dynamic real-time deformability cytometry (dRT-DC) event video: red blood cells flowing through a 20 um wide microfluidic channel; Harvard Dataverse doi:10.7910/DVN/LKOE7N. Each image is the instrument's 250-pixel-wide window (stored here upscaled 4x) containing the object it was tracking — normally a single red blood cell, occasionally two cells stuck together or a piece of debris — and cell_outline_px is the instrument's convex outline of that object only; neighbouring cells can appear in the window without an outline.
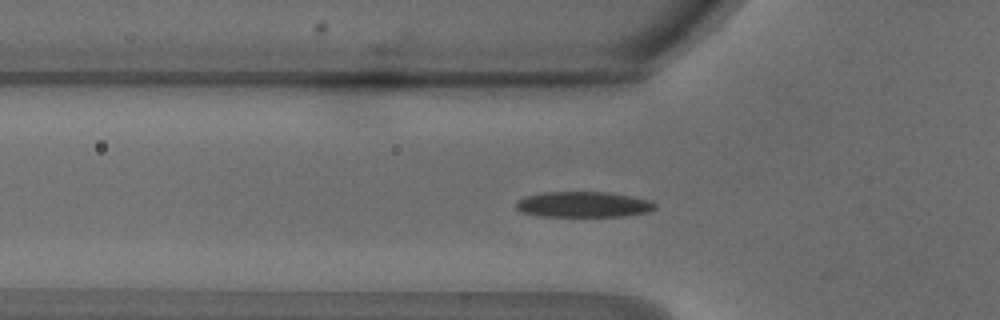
{"species": "common noctule bat (a hibernating species)", "species_latin": "Nyctalus noctula", "temperature_condition": "warm", "stored_images_in_passage": 32, "camera_frame_rate_fps": 3000, "um_per_image_px": 0.085, "animal": {"sex": "male", "body_mass_g": 18.8}, "frame": {"image": 1, "passage_image": 4, "time_ms": 1.0, "image_size_px": [1000, 320], "cell_outline_px": [[656, 208], [648, 212], [624, 216], [540, 216], [520, 212], [516, 208], [516, 200], [524, 196], [544, 192], [604, 192], [652, 200], [656, 204]], "centroid_in_image_um": [49.55, 17.38], "position_along_channel_um": 76.2, "area_um2": 20.81}}
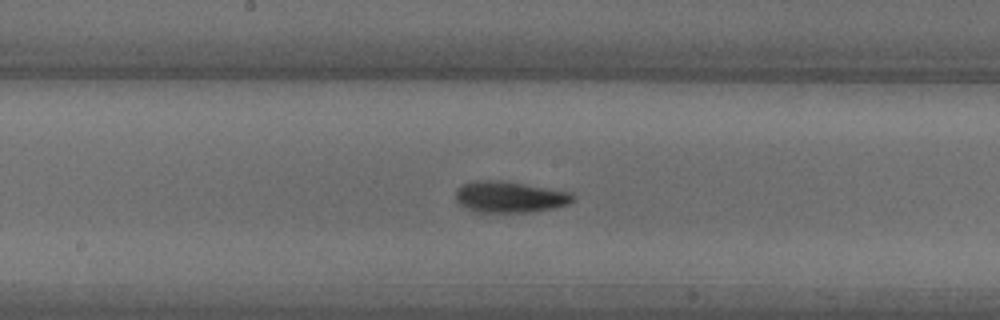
{"frame": {"image": 2, "passage_image": 13, "time_ms": 4.0, "image_size_px": [1000, 320], "cell_outline_px": [[576, 200], [568, 204], [556, 208], [528, 212], [476, 212], [460, 204], [456, 200], [456, 188], [460, 184], [472, 180], [500, 180], [572, 192], [576, 196]], "centroid_in_image_um": [43.34, 16.73], "position_along_channel_um": 204.9, "area_um2": 21.62}}
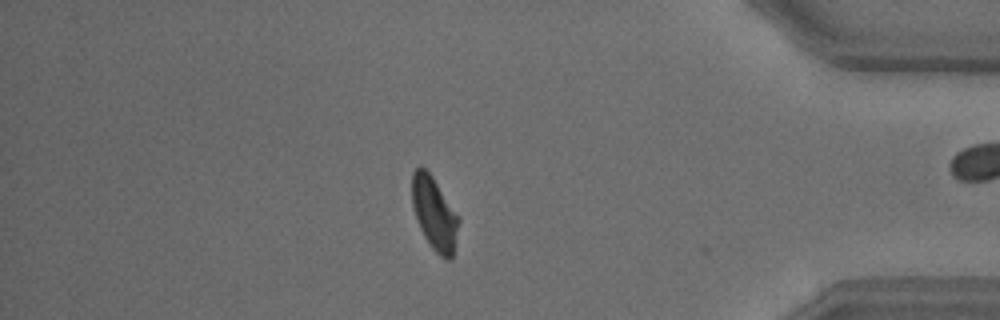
{"frame": {"image": 3, "passage_image": 29, "time_ms": 9.333, "image_size_px": [1000, 320], "cell_outline_px": [[460, 220], [452, 256], [448, 260], [440, 256], [432, 248], [424, 236], [420, 228], [412, 204], [412, 172], [420, 164], [432, 176], [460, 216]], "centroid_in_image_um": [36.93, 18.12], "position_along_channel_um": 398.3, "area_um2": 19.77}, "authors_computed_cell_mechanics": {"area_um2": 20.7791, "velocity_mm_per_s": 4.2508, "shape_relaxation_time_tau1_ms": 3.0406, "shape_relaxation_time_tau2_ms": 2.6289, "deformation_change_tau1": 0.1556, "deformation_change_tau2": 0.0726}}